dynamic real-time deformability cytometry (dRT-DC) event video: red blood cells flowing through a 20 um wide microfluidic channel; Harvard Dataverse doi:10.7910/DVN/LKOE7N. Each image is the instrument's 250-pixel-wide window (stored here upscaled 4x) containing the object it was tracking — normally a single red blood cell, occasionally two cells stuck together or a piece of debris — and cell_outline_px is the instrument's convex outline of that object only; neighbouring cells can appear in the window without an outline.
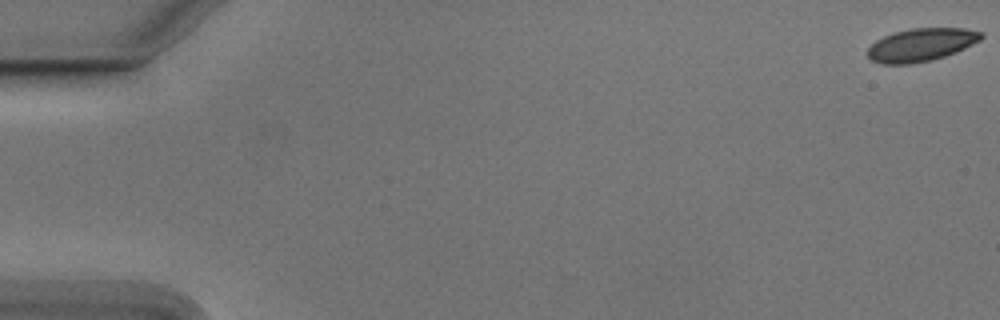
{"species": "Egyptian fruit bat (a non-hibernating species)", "species_latin": "Rousettus aegyptiacus", "temperature_condition": "cold", "stored_images_in_passage": 18, "camera_frame_rate_fps": 3000, "um_per_image_px": 0.085, "animal": {"sex": "male"}, "frame": {"image": 1, "passage_image": 1, "time_ms": 0.0, "image_size_px": [1000, 320], "cell_outline_px": [[984, 36], [980, 40], [956, 52], [932, 60], [908, 64], [880, 64], [872, 60], [868, 56], [868, 48], [876, 40], [884, 36], [896, 32], [912, 28], [964, 28], [984, 32]], "centroid_in_image_um": [78.31, 3.8], "position_along_channel_um": 6.7, "area_um2": 21.73}}
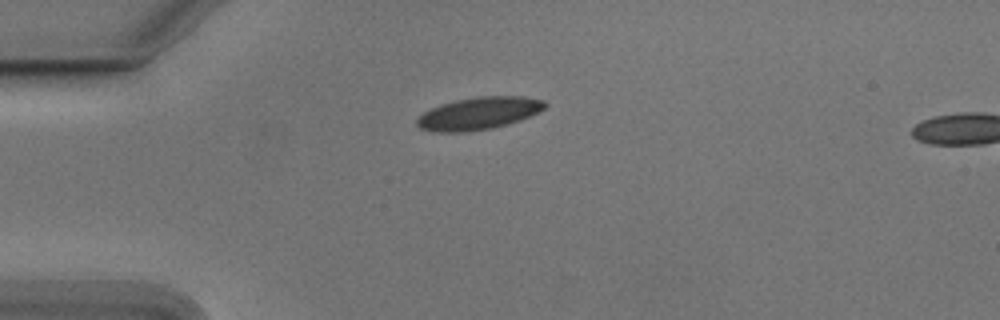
{"frame": {"image": 2, "passage_image": 15, "time_ms": 4.667, "image_size_px": [1000, 320], "cell_outline_px": [[548, 104], [544, 108], [520, 120], [492, 128], [464, 132], [432, 132], [420, 128], [416, 124], [416, 120], [424, 112], [440, 104], [456, 100], [476, 96], [524, 96], [544, 100]], "centroid_in_image_um": [40.67, 9.63], "position_along_channel_um": 44.3, "area_um2": 24.1}}